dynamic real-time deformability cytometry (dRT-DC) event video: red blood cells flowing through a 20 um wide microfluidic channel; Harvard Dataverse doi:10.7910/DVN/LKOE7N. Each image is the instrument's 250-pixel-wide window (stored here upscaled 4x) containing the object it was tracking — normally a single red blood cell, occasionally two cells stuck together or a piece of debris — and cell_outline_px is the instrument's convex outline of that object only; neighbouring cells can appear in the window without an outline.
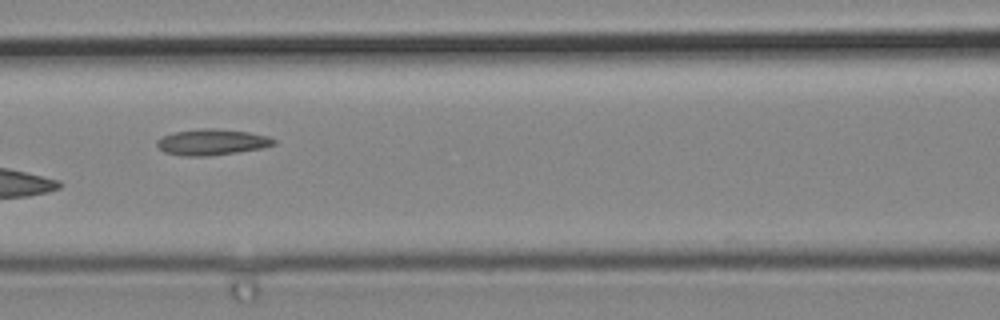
{"species": "common noctule bat (a hibernating species)", "species_latin": "Nyctalus noctula", "temperature_condition": "cold", "stored_images_in_passage": 5, "camera_frame_rate_fps": 3000, "um_per_image_px": 0.085, "animal": {"sex": "male", "body_mass_g": 19.2, "forearm_length_mm": 51.8}, "frame": {"image": 1, "passage_image": 5, "time_ms": 1.333, "image_size_px": [1000, 320], "cell_outline_px": [[276, 144], [260, 148], [236, 152], [208, 156], [184, 156], [164, 152], [156, 144], [156, 140], [164, 136], [176, 132], [200, 128], [212, 128], [248, 132], [268, 136], [276, 140]], "centroid_in_image_um": [18.01, 12.08], "position_along_channel_um": 148.6, "area_um2": 17.51}}